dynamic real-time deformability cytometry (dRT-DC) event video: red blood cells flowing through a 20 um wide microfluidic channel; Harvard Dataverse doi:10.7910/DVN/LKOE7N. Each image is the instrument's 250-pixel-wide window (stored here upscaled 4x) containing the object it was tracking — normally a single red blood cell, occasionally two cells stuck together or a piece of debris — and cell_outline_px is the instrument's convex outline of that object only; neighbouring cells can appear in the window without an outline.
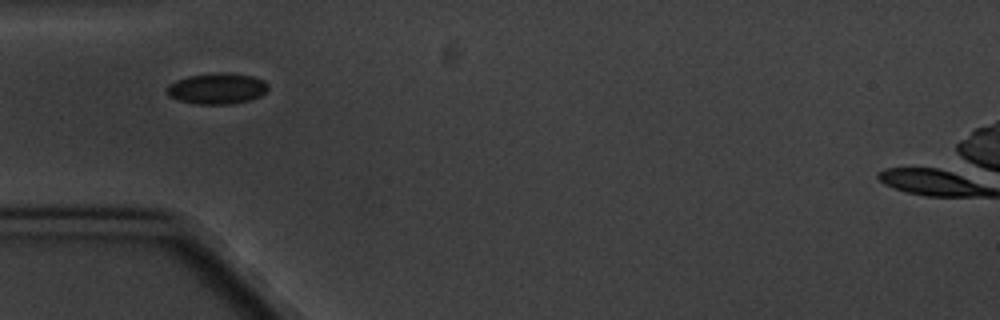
{"species": "common noctule bat (a hibernating species)", "species_latin": "Nyctalus noctula", "temperature_condition": "cold", "stored_images_in_passage": 6, "camera_frame_rate_fps": 3000, "um_per_image_px": 0.085, "animal": {"sex": "male", "body_mass_g": 20.1, "forearm_length_mm": 53.5}, "frame": {"image": 1, "passage_image": 5, "time_ms": 5.667, "image_size_px": [1000, 320], "cell_outline_px": [[268, 88], [260, 96], [248, 100], [232, 104], [200, 104], [180, 100], [168, 96], [164, 92], [164, 88], [168, 84], [176, 80], [188, 76], [216, 72], [228, 72], [252, 76], [264, 80], [268, 84]], "centroid_in_image_um": [18.41, 7.51], "position_along_channel_um": 66.6, "area_um2": 18.44}}